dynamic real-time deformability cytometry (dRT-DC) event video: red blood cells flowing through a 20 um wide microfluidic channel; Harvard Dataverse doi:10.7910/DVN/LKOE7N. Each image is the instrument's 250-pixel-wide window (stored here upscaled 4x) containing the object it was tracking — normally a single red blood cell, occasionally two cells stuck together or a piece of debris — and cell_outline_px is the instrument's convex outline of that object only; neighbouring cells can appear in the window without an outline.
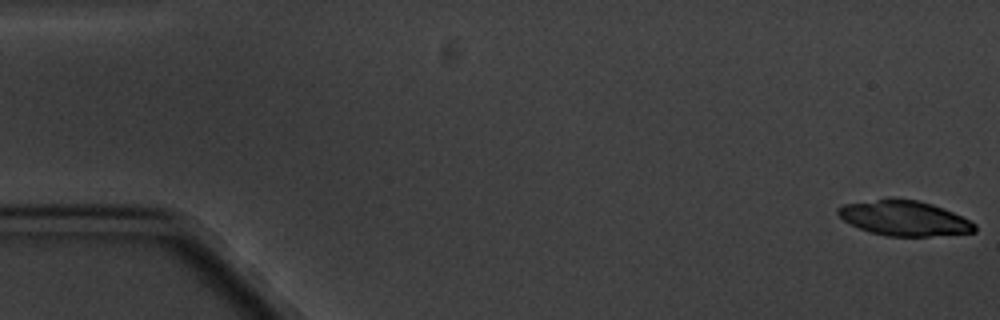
{"species": "common noctule bat (a hibernating species)", "species_latin": "Nyctalus noctula", "temperature_condition": "cold", "stored_images_in_passage": 5, "camera_frame_rate_fps": 3000, "um_per_image_px": 0.085, "animal": {"sex": "male", "body_mass_g": 20.1, "forearm_length_mm": 53.5}, "frame": {"image": 1, "passage_image": 1, "time_ms": 0.0, "image_size_px": [1000, 320], "cell_outline_px": [[976, 232], [928, 236], [884, 236], [868, 232], [844, 220], [836, 212], [836, 208], [844, 204], [876, 200], [916, 200], [932, 204], [952, 212], [976, 224]], "centroid_in_image_um": [76.86, 18.57], "position_along_channel_um": 8.1, "area_um2": 27.28}}